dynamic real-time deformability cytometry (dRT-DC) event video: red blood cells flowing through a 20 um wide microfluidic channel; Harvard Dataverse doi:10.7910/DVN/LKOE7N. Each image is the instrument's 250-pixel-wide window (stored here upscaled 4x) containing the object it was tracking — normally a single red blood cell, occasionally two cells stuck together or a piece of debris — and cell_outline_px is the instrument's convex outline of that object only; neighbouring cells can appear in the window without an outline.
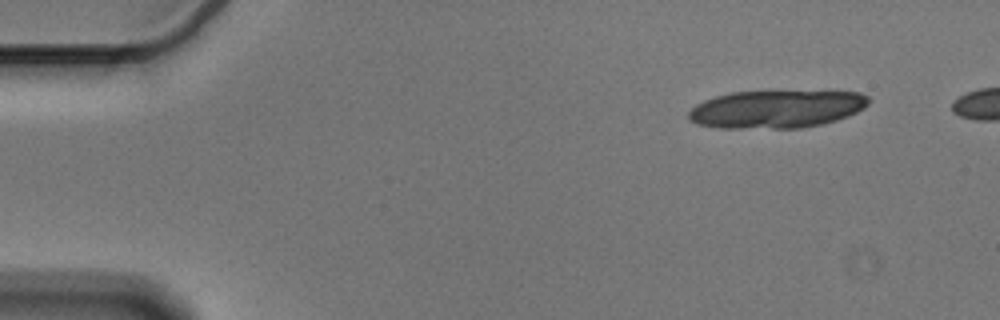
{"species": "Egyptian fruit bat (a non-hibernating species)", "species_latin": "Rousettus aegyptiacus", "temperature_condition": "cold", "stored_images_in_passage": 12, "camera_frame_rate_fps": 3000, "um_per_image_px": 0.085, "animal": {"sex": "male"}, "frame": {"image": 1, "passage_image": 3, "time_ms": 0.667, "image_size_px": [1000, 320], "cell_outline_px": [[868, 104], [864, 108], [848, 116], [824, 124], [800, 128], [720, 128], [696, 124], [688, 120], [688, 112], [696, 104], [704, 100], [716, 96], [732, 92], [860, 92], [868, 96]], "centroid_in_image_um": [65.96, 9.29], "position_along_channel_um": 19.0, "area_um2": 39.54}}